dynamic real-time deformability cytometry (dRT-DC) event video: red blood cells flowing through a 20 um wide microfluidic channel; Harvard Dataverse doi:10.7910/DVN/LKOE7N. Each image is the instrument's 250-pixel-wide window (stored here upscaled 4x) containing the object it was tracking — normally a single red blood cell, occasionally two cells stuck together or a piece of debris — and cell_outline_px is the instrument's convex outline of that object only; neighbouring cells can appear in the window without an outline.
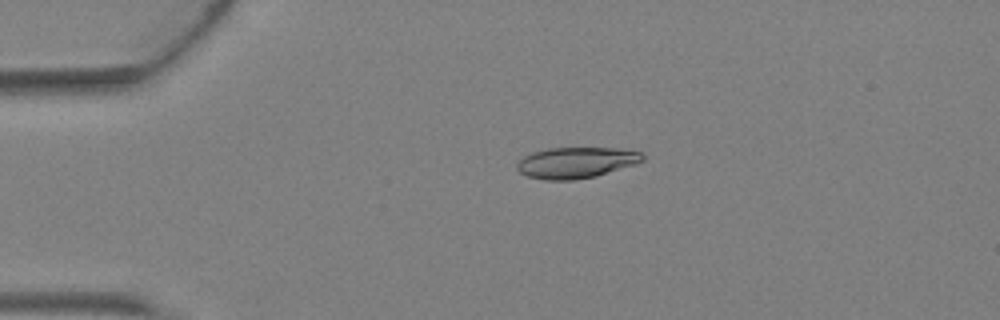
{"species": "Egyptian fruit bat (a non-hibernating species)", "species_latin": "Rousettus aegyptiacus", "temperature_condition": "warm", "stored_images_in_passage": 4, "camera_frame_rate_fps": 3000, "um_per_image_px": 0.085, "animal": {"sex": "female"}, "frame": {"image": 1, "passage_image": 2, "time_ms": 0.333, "image_size_px": [1000, 320], "cell_outline_px": [[644, 160], [636, 164], [596, 176], [572, 180], [544, 180], [528, 176], [520, 172], [516, 168], [516, 164], [524, 156], [532, 152], [548, 148], [620, 148], [640, 152], [644, 156]], "centroid_in_image_um": [48.97, 13.82], "position_along_channel_um": 36.0, "area_um2": 22.72}}
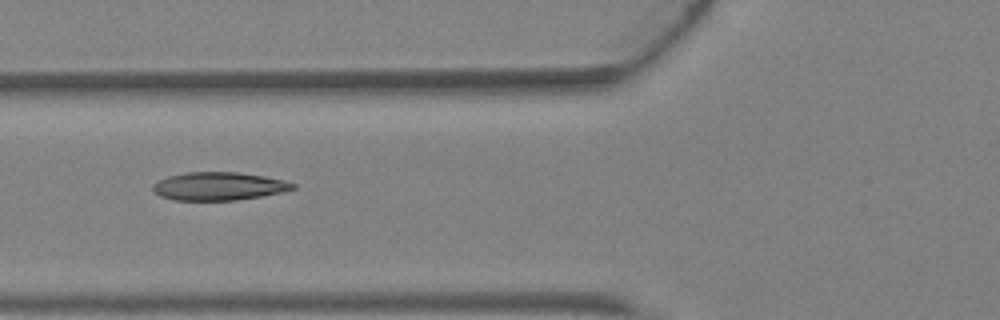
{"frame": {"image": 2, "passage_image": 4, "time_ms": 1.0, "image_size_px": [1000, 320], "cell_outline_px": [[296, 188], [280, 192], [260, 196], [236, 200], [172, 200], [160, 196], [152, 188], [152, 184], [168, 176], [184, 172], [240, 172], [264, 176], [284, 180], [296, 184]], "centroid_in_image_um": [18.58, 15.82], "position_along_channel_um": 107.2, "area_um2": 22.89}}